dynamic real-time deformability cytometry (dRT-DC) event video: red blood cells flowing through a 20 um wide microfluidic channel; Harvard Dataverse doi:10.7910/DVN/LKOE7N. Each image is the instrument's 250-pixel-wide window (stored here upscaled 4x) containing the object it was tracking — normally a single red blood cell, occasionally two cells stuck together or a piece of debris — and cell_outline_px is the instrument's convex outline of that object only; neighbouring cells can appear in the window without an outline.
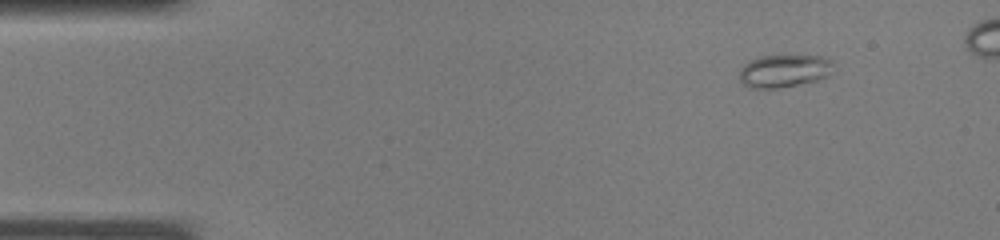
{"species": "common noctule bat (a hibernating species)", "species_latin": "Nyctalus noctula", "temperature_condition": "warm", "stored_images_in_passage": 32, "camera_frame_rate_fps": 3000, "um_per_image_px": 0.085, "animal": {"sex": "male", "body_mass_g": 19.0, "forearm_length_mm": 50.8}, "frame": {"image": 1, "passage_image": 1, "time_ms": 0.0, "image_size_px": [1000, 240], "cell_outline_px": [[832, 64], [828, 76], [816, 80], [776, 88], [748, 88], [740, 80], [740, 72], [744, 64], [748, 60], [760, 56], [820, 56], [832, 60]], "centroid_in_image_um": [66.6, 6.02], "position_along_channel_um": 18.4, "area_um2": 17.63}}
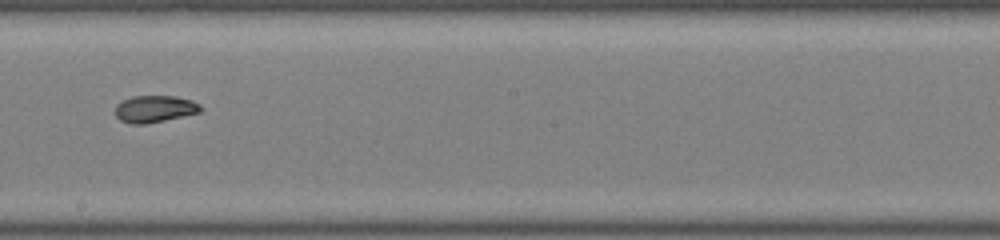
{"frame": {"image": 2, "passage_image": 18, "time_ms": 5.667, "image_size_px": [1000, 240], "cell_outline_px": [[204, 108], [200, 112], [164, 120], [144, 124], [132, 124], [120, 120], [116, 116], [116, 104], [132, 96], [176, 96], [192, 100], [200, 104]], "centroid_in_image_um": [13.17, 9.25], "position_along_channel_um": 235.0, "area_um2": 13.35}}
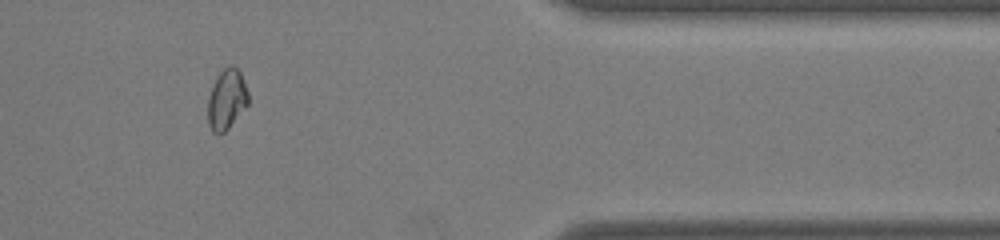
{"frame": {"image": 3, "passage_image": 28, "time_ms": 9.0, "image_size_px": [1000, 240], "cell_outline_px": [[248, 104], [228, 128], [220, 136], [212, 132], [208, 124], [208, 96], [212, 84], [216, 76], [228, 64], [232, 64], [240, 72], [248, 92]], "centroid_in_image_um": [19.24, 8.45], "position_along_channel_um": 392.2, "area_um2": 14.33}}